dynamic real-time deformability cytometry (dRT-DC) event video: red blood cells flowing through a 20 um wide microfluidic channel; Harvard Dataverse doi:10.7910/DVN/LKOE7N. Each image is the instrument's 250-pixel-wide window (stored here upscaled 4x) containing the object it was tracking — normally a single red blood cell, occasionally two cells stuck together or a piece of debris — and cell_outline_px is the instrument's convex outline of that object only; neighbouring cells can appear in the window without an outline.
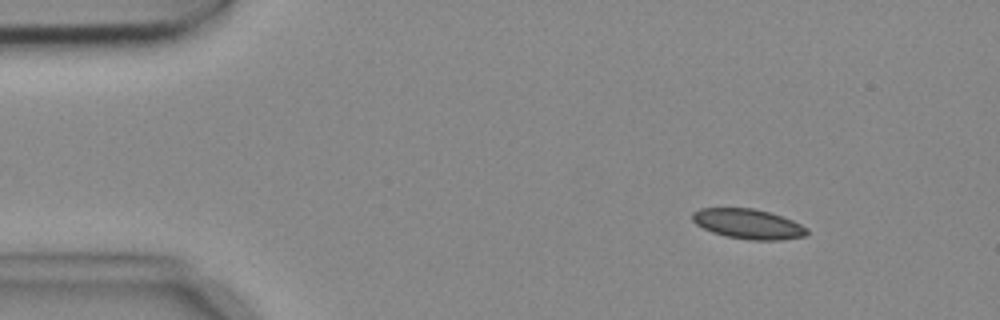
{"species": "common noctule bat (a hibernating species)", "species_latin": "Nyctalus noctula", "temperature_condition": "cold", "stored_images_in_passage": 3, "camera_frame_rate_fps": 3000, "um_per_image_px": 0.085, "animal": {"sex": "female", "body_mass_g": 18.4}, "frame": {"image": 1, "passage_image": 1, "time_ms": 0.0, "image_size_px": [1000, 320], "cell_outline_px": [[808, 232], [804, 236], [780, 240], [748, 240], [724, 236], [712, 232], [696, 224], [692, 220], [692, 212], [700, 208], [752, 208], [768, 212], [792, 220], [808, 228]], "centroid_in_image_um": [63.57, 19.04], "position_along_channel_um": 21.4, "area_um2": 19.94}}